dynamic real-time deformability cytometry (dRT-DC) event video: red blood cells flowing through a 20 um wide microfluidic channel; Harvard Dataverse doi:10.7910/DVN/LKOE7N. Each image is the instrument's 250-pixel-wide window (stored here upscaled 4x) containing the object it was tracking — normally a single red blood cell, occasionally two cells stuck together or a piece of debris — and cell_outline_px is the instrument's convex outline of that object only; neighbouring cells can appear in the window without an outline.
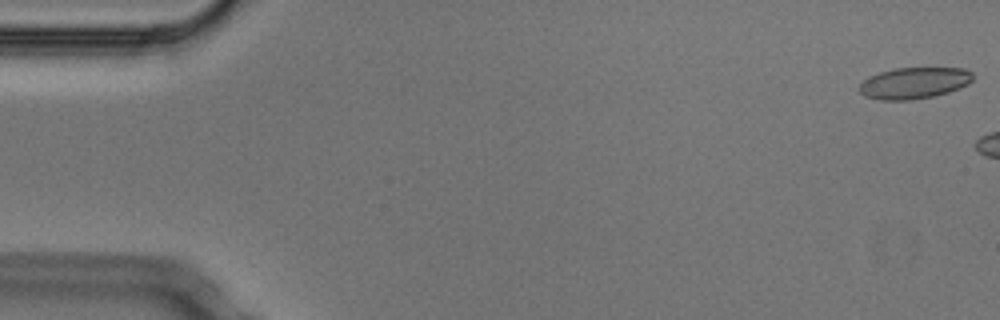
{"species": "Egyptian fruit bat (a non-hibernating species)", "species_latin": "Rousettus aegyptiacus", "temperature_condition": "cold", "stored_images_in_passage": 5, "camera_frame_rate_fps": 3000, "um_per_image_px": 0.085, "animal": {"sex": "male"}, "frame": {"image": 1, "passage_image": 1, "time_ms": 0.0, "image_size_px": [1000, 320], "cell_outline_px": [[972, 80], [968, 84], [948, 92], [932, 96], [912, 100], [880, 100], [864, 96], [860, 92], [860, 84], [868, 76], [880, 72], [896, 68], [964, 68], [972, 72]], "centroid_in_image_um": [77.68, 7.05], "position_along_channel_um": 7.3, "area_um2": 20.69}}
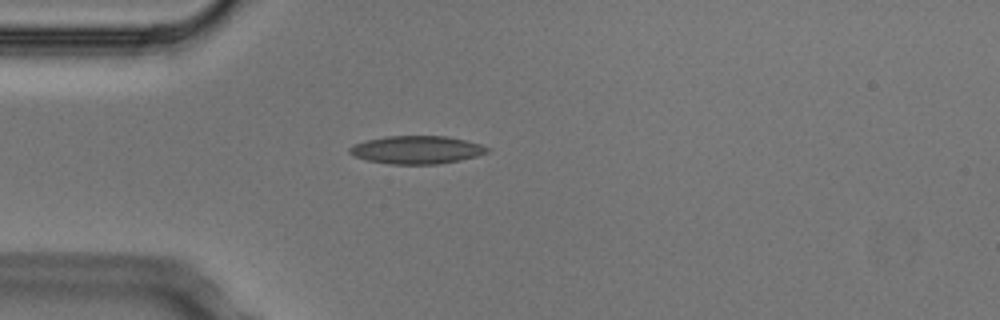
{"frame": {"image": 2, "passage_image": 5, "time_ms": 1.333, "image_size_px": [1000, 320], "cell_outline_px": [[488, 152], [476, 156], [460, 160], [440, 164], [392, 164], [368, 160], [356, 156], [348, 152], [348, 148], [352, 144], [384, 136], [448, 136], [480, 144], [488, 148]], "centroid_in_image_um": [35.4, 12.73], "position_along_channel_um": 49.6, "area_um2": 22.31}}